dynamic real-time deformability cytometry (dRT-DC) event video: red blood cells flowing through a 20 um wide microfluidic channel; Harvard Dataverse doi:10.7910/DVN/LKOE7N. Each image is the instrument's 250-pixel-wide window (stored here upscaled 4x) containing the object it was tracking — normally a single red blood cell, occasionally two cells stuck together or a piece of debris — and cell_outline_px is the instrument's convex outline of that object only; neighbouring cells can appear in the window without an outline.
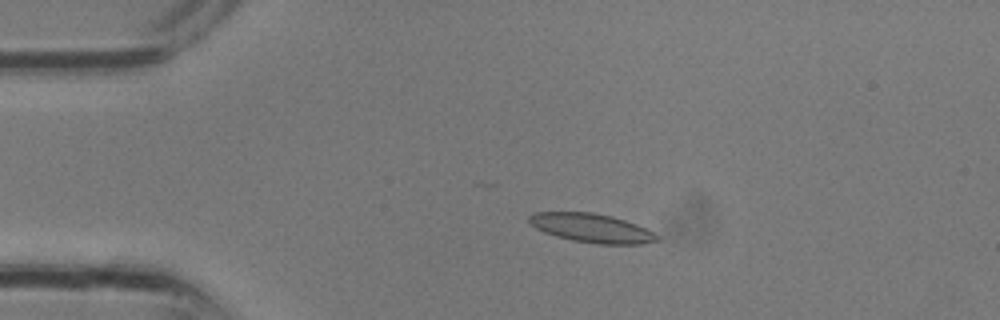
{"species": "common noctule bat (a hibernating species)", "species_latin": "Nyctalus noctula", "temperature_condition": "room temperature", "stored_images_in_passage": 27, "camera_frame_rate_fps": 3000, "um_per_image_px": 0.085, "animal": {"sex": "male", "body_mass_g": 13.3}, "frame": {"image": 1, "passage_image": 7, "time_ms": 2.0, "image_size_px": [1000, 320], "cell_outline_px": [[660, 240], [640, 244], [600, 244], [572, 240], [556, 236], [544, 232], [536, 228], [528, 220], [528, 216], [536, 212], [592, 212], [612, 216], [636, 224], [660, 236]], "centroid_in_image_um": [50.29, 19.38], "position_along_channel_um": 34.7, "area_um2": 21.39}}
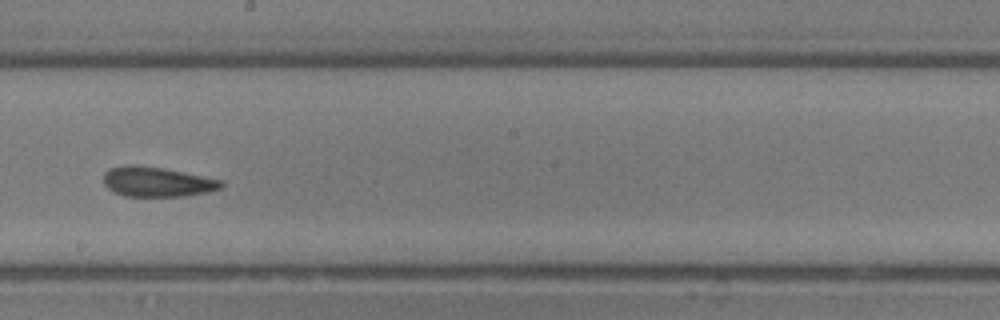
{"frame": {"image": 2, "passage_image": 18, "time_ms": 5.667, "image_size_px": [1000, 320], "cell_outline_px": [[224, 184], [220, 188], [208, 192], [184, 196], [124, 196], [108, 188], [104, 184], [104, 172], [108, 168], [128, 164], [132, 164], [160, 168], [224, 180]], "centroid_in_image_um": [13.34, 15.45], "position_along_channel_um": 234.9, "area_um2": 20.35}}
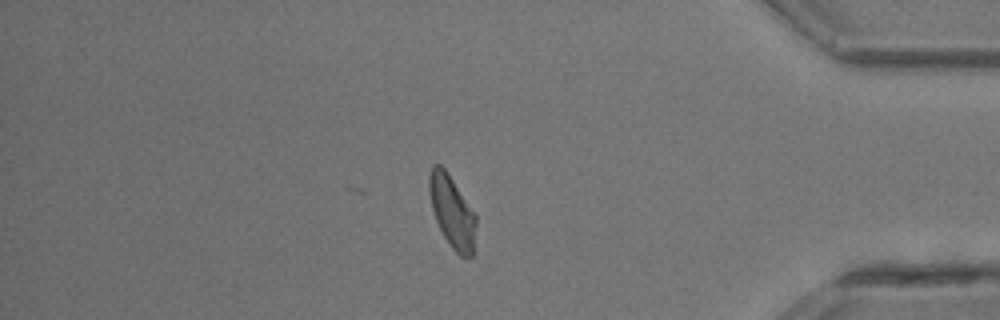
{"frame": {"image": 3, "passage_image": 27, "time_ms": 8.667, "image_size_px": [1000, 320], "cell_outline_px": [[476, 224], [472, 256], [460, 256], [452, 248], [444, 236], [436, 220], [432, 208], [428, 188], [428, 176], [432, 164], [440, 164], [444, 168], [476, 216]], "centroid_in_image_um": [38.4, 17.97], "position_along_channel_um": 396.8, "area_um2": 19.19}}